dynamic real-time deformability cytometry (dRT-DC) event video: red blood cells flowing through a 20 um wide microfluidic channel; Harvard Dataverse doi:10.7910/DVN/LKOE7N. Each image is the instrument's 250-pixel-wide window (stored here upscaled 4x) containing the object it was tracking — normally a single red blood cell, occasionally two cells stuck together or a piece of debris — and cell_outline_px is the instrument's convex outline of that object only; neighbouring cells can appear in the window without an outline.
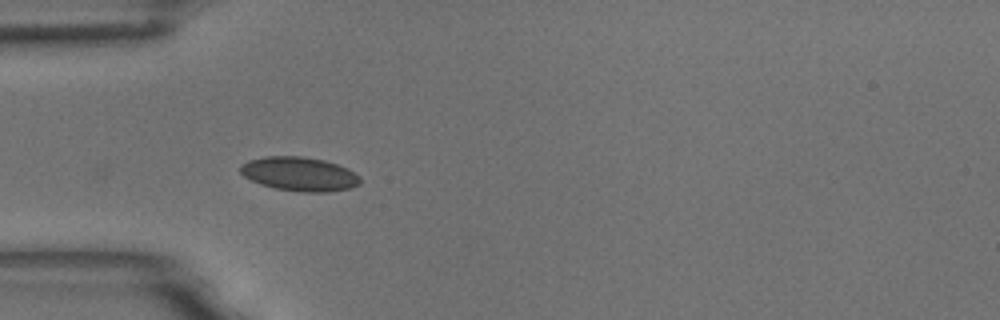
{"species": "common noctule bat (a hibernating species)", "species_latin": "Nyctalus noctula", "temperature_condition": "room temperature", "stored_images_in_passage": 4, "camera_frame_rate_fps": 3000, "um_per_image_px": 0.085, "animal": {"sex": "male", "body_mass_g": 18.8}, "frame": {"image": 1, "passage_image": 1, "time_ms": 0.0, "image_size_px": [1000, 320], "cell_outline_px": [[360, 184], [352, 188], [328, 192], [300, 192], [276, 188], [260, 184], [244, 176], [240, 172], [240, 164], [248, 160], [264, 156], [300, 156], [324, 160], [348, 168], [360, 176]], "centroid_in_image_um": [25.46, 14.79], "position_along_channel_um": 59.5, "area_um2": 23.87}}
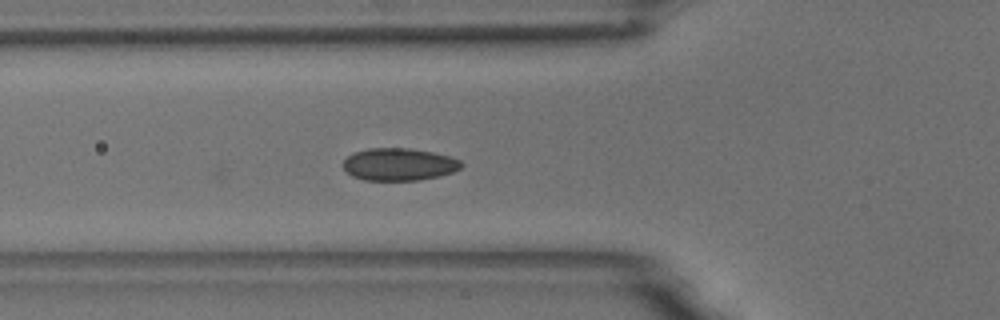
{"frame": {"image": 2, "passage_image": 4, "time_ms": 1.0, "image_size_px": [1000, 320], "cell_outline_px": [[464, 164], [460, 168], [452, 172], [440, 176], [420, 180], [364, 180], [352, 176], [340, 164], [352, 152], [368, 148], [408, 148], [432, 152], [448, 156], [460, 160]], "centroid_in_image_um": [33.89, 13.97], "position_along_channel_um": 91.9, "area_um2": 22.43}}